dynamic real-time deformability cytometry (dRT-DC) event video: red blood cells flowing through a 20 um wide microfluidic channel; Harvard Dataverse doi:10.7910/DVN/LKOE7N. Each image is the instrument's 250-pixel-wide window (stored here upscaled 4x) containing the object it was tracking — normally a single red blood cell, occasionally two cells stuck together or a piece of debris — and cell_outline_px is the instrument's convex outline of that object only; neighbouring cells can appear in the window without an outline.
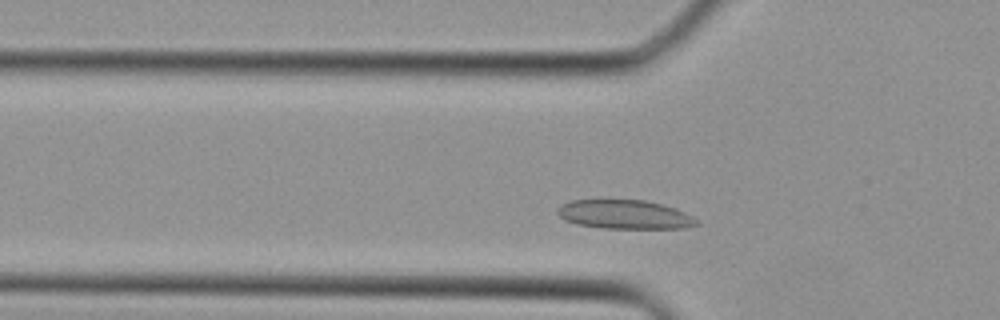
{"species": "Egyptian fruit bat (a non-hibernating species)", "species_latin": "Rousettus aegyptiacus", "temperature_condition": "cold", "stored_images_in_passage": 31, "camera_frame_rate_fps": 3000, "um_per_image_px": 0.085, "animal": {"sex": "female"}, "frame": {"image": 1, "passage_image": 4, "time_ms": 1.0, "image_size_px": [1000, 320], "cell_outline_px": [[700, 224], [684, 228], [604, 228], [576, 224], [564, 220], [556, 212], [556, 208], [572, 200], [644, 200], [676, 208], [692, 216]], "centroid_in_image_um": [53.08, 18.23], "position_along_channel_um": 72.7, "area_um2": 23.35}}
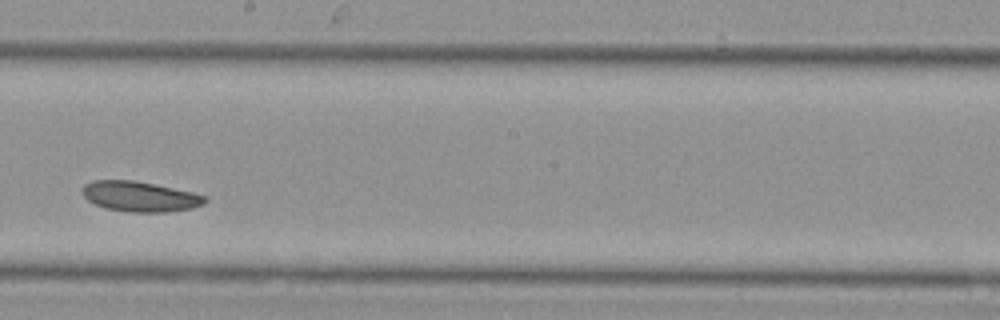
{"frame": {"image": 2, "passage_image": 14, "time_ms": 4.333, "image_size_px": [1000, 320], "cell_outline_px": [[208, 200], [204, 204], [192, 208], [164, 212], [128, 212], [104, 208], [88, 200], [84, 196], [84, 184], [92, 180], [136, 180], [192, 192], [208, 196]], "centroid_in_image_um": [11.92, 16.7], "position_along_channel_um": 236.3, "area_um2": 21.62}}
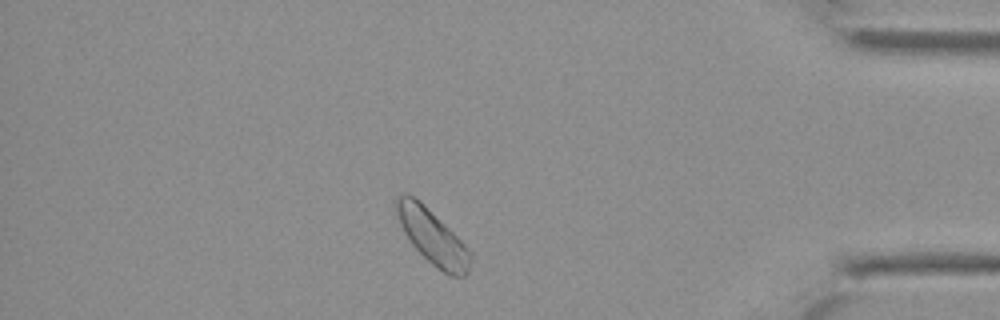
{"frame": {"image": 3, "passage_image": 26, "time_ms": 8.333, "image_size_px": [1000, 320], "cell_outline_px": [[472, 260], [468, 272], [464, 276], [448, 276], [432, 264], [412, 244], [404, 232], [396, 216], [392, 204], [396, 196], [412, 196], [444, 224], [464, 244], [472, 256]], "centroid_in_image_um": [36.74, 20.17], "position_along_channel_um": 398.5, "area_um2": 22.95}}